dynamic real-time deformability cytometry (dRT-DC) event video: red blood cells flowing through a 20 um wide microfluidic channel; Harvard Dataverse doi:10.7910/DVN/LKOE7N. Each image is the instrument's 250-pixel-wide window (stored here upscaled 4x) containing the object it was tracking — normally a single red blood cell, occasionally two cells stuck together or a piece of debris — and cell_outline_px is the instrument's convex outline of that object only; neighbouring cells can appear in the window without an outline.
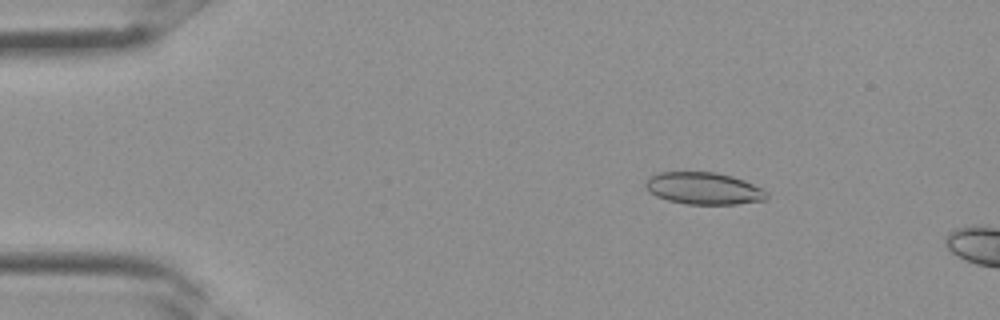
{"species": "Egyptian fruit bat (a non-hibernating species)", "species_latin": "Rousettus aegyptiacus", "temperature_condition": "room temperature", "stored_images_in_passage": 5, "camera_frame_rate_fps": 3000, "um_per_image_px": 0.085, "frame": {"image": 1, "passage_image": 2, "time_ms": 0.333, "image_size_px": [1000, 320], "cell_outline_px": [[768, 196], [764, 200], [736, 204], [688, 204], [668, 200], [656, 196], [648, 192], [644, 184], [648, 176], [660, 172], [716, 172], [732, 176], [744, 180], [764, 188], [768, 192]], "centroid_in_image_um": [59.81, 16.01], "position_along_channel_um": 25.2, "area_um2": 22.83}}